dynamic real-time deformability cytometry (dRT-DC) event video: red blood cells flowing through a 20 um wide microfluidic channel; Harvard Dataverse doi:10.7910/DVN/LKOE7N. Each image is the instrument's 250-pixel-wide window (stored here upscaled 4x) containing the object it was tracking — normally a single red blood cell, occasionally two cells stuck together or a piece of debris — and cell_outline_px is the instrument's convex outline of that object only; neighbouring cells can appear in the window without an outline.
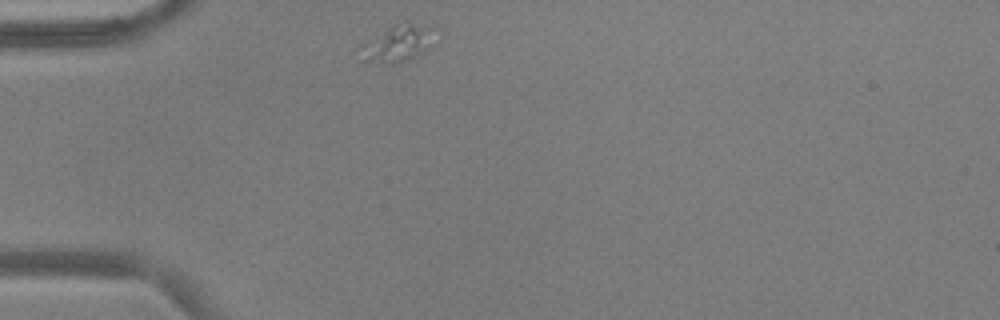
{"species": "common noctule bat (a hibernating species)", "species_latin": "Nyctalus noctula", "temperature_condition": "warm", "stored_images_in_passage": 3, "camera_frame_rate_fps": 3000, "um_per_image_px": 0.085, "animal": {"sex": "male", "body_mass_g": 17.9, "forearm_length_mm": 54.2}, "frame": {"image": 1, "passage_image": 1, "time_ms": 0.0, "image_size_px": [1000, 320], "cell_outline_px": [[432, 28], [424, 44], [412, 56], [404, 60], [392, 64], [384, 64], [380, 60], [380, 52], [384, 36], [388, 28], [396, 24], [412, 24]], "centroid_in_image_um": [34.22, 3.59], "position_along_channel_um": 50.8, "area_um2": 10.4}}